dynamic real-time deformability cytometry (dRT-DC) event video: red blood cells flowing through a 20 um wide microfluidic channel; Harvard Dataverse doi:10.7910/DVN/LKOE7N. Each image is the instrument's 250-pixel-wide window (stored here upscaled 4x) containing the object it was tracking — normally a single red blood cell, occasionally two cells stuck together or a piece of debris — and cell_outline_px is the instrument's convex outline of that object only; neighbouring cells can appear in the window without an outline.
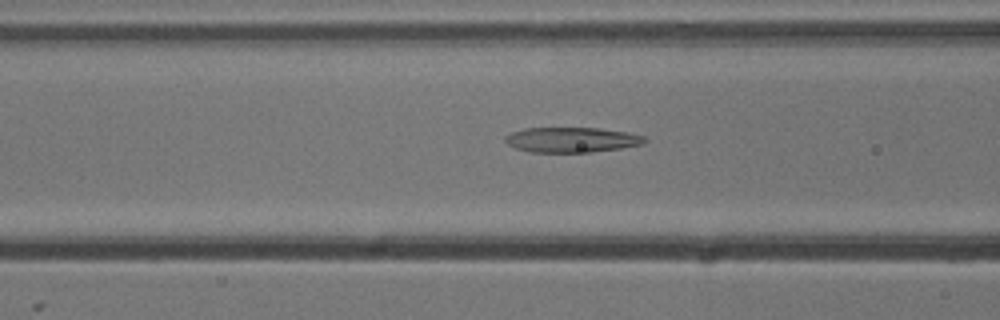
{"species": "common noctule bat (a hibernating species)", "species_latin": "Nyctalus noctula", "temperature_condition": "cold", "stored_images_in_passage": 54, "camera_frame_rate_fps": 3000, "um_per_image_px": 0.085, "animal": {"sex": "male", "body_mass_g": 13.3}, "frame": {"image": 1, "passage_image": 21, "time_ms": 6.667, "image_size_px": [1000, 320], "cell_outline_px": [[648, 140], [644, 144], [620, 148], [592, 152], [532, 152], [516, 148], [508, 144], [504, 140], [504, 136], [512, 132], [524, 128], [600, 128], [628, 132], [644, 136]], "centroid_in_image_um": [48.61, 11.88], "position_along_channel_um": 118.0, "area_um2": 20.46}}
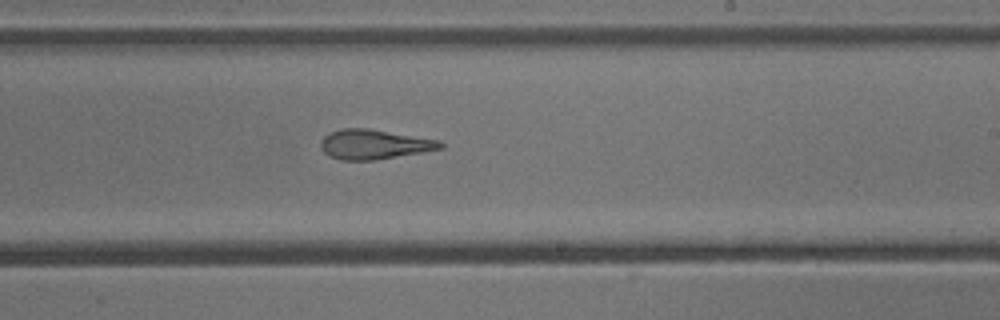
{"frame": {"image": 2, "passage_image": 32, "time_ms": 10.333, "image_size_px": [1000, 320], "cell_outline_px": [[444, 148], [376, 160], [340, 160], [328, 156], [320, 148], [320, 140], [324, 136], [340, 128], [368, 128], [440, 140], [444, 144]], "centroid_in_image_um": [31.78, 12.27], "position_along_channel_um": 257.2, "area_um2": 20.81}}
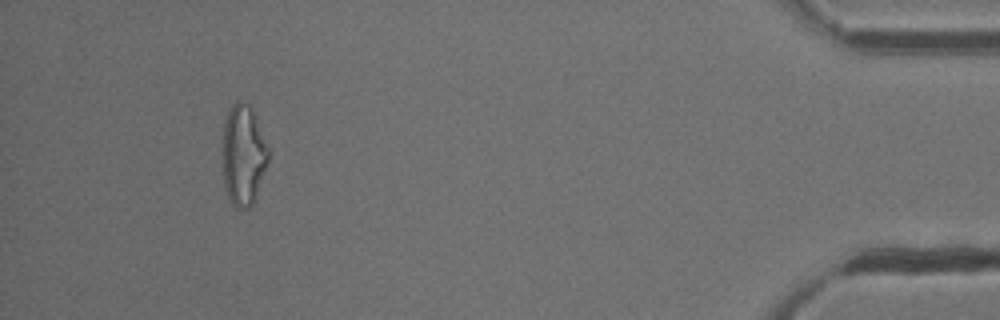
{"frame": {"image": 3, "passage_image": 50, "time_ms": 16.333, "image_size_px": [1000, 320], "cell_outline_px": [[268, 160], [256, 196], [252, 204], [248, 208], [236, 208], [232, 204], [224, 188], [224, 124], [228, 112], [232, 104], [236, 100], [240, 100], [248, 104], [252, 108], [268, 148]], "centroid_in_image_um": [20.68, 13.18], "position_along_channel_um": 414.5, "area_um2": 26.36}, "authors_computed_cell_mechanics": {"area_um2": 22.5709, "velocity_mm_per_s": 3.7989, "shape_relaxation_time_tau1_ms": 7.527, "shape_relaxation_time_tau2_ms": 1.8329, "deformation_change_tau1": 0.2439, "deformation_change_tau2": 0.1175}}